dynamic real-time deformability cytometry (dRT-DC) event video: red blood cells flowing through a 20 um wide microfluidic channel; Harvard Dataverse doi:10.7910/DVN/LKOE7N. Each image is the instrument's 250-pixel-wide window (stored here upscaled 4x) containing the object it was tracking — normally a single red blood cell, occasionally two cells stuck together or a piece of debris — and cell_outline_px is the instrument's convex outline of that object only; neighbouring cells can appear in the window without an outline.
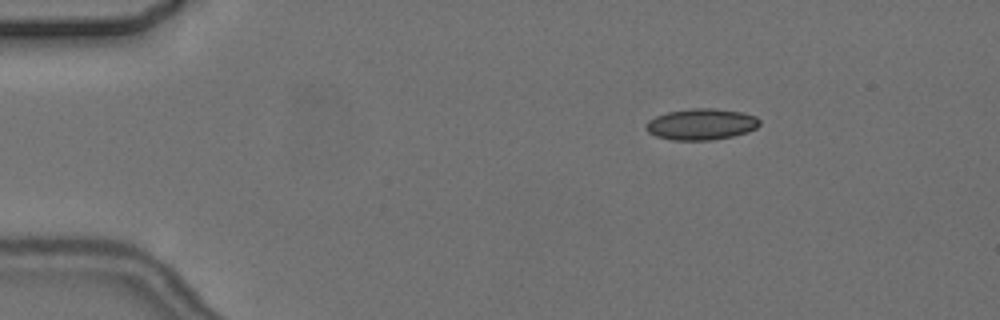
{"species": "common noctule bat (a hibernating species)", "species_latin": "Nyctalus noctula", "temperature_condition": "cold", "stored_images_in_passage": 4, "camera_frame_rate_fps": 3000, "um_per_image_px": 0.085, "animal": {"sex": "female", "body_mass_g": 24.6, "forearm_length_mm": 56.2}, "frame": {"image": 1, "passage_image": 2, "time_ms": 1.333, "image_size_px": [1000, 320], "cell_outline_px": [[760, 124], [756, 128], [748, 132], [732, 136], [712, 140], [672, 140], [656, 136], [648, 132], [644, 128], [644, 124], [648, 120], [656, 116], [668, 112], [692, 108], [712, 108], [744, 112], [756, 116], [760, 120]], "centroid_in_image_um": [59.6, 10.56], "position_along_channel_um": 25.4, "area_um2": 20.87}}